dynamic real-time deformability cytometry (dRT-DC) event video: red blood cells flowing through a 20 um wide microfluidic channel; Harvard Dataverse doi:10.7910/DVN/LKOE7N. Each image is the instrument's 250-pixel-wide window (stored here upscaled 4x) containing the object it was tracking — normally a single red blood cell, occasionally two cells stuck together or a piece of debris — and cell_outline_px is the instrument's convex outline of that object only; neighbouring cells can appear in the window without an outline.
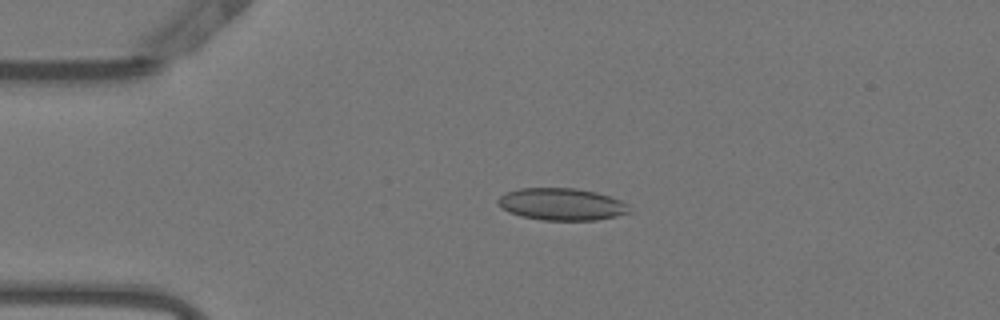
{"species": "Egyptian fruit bat (a non-hibernating species)", "species_latin": "Rousettus aegyptiacus", "temperature_condition": "warm", "stored_images_in_passage": 53, "camera_frame_rate_fps": 3000, "um_per_image_px": 0.085, "animal": {"sex": "female"}, "frame": {"image": 1, "passage_image": 12, "time_ms": 3.667, "image_size_px": [1000, 320], "cell_outline_px": [[632, 212], [616, 216], [596, 220], [540, 220], [520, 216], [508, 212], [496, 200], [504, 192], [520, 188], [576, 188], [596, 192], [620, 200], [628, 204]], "centroid_in_image_um": [47.74, 17.36], "position_along_channel_um": 37.3, "area_um2": 24.68}}
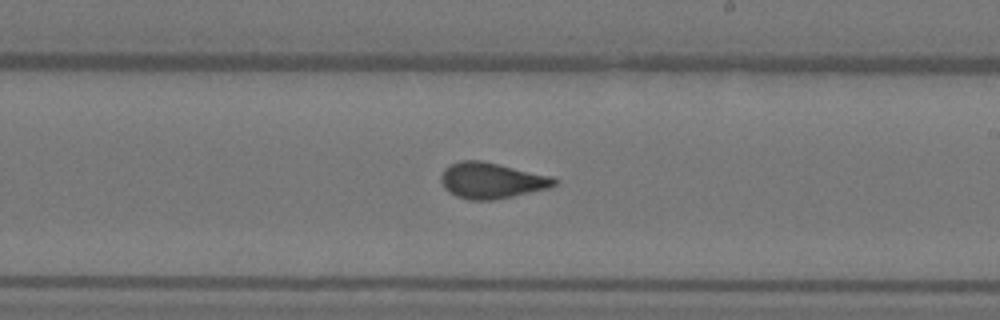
{"frame": {"image": 2, "passage_image": 31, "time_ms": 10.0, "image_size_px": [1000, 320], "cell_outline_px": [[560, 180], [556, 184], [548, 188], [512, 196], [492, 200], [468, 200], [456, 196], [448, 192], [444, 188], [440, 180], [440, 176], [444, 168], [460, 160], [480, 160], [552, 176]], "centroid_in_image_um": [41.76, 15.34], "position_along_channel_um": 247.2, "area_um2": 23.7}}
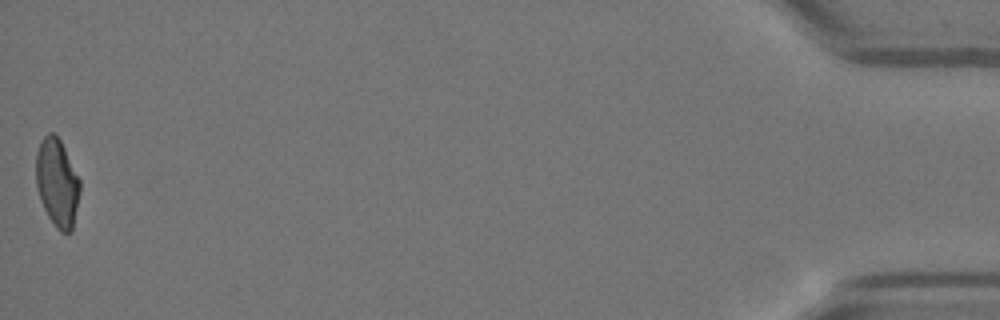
{"frame": {"image": 3, "passage_image": 53, "time_ms": 17.333, "image_size_px": [1000, 320], "cell_outline_px": [[80, 192], [72, 232], [60, 232], [56, 228], [48, 216], [40, 200], [36, 184], [36, 152], [40, 140], [48, 132], [52, 132], [60, 140], [80, 180]], "centroid_in_image_um": [4.85, 15.54], "position_along_channel_um": 430.4, "area_um2": 22.54}, "authors_computed_cell_mechanics": {"area_um2": 23.698, "velocity_mm_per_s": 3.8264, "shape_relaxation_time_tau1_ms": null, "shape_relaxation_time_tau2_ms": 0.8304, "deformation_change_tau1": null, "deformation_change_tau2": 0.0622}}